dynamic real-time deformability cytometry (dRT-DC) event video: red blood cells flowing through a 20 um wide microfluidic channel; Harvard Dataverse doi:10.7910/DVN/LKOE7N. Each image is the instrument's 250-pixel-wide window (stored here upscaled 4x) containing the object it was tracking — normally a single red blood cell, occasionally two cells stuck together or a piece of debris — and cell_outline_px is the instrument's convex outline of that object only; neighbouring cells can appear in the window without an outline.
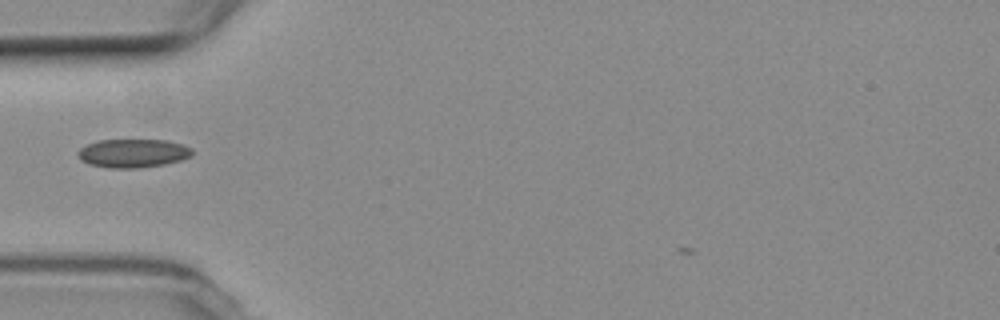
{"species": "common noctule bat (a hibernating species)", "species_latin": "Nyctalus noctula", "temperature_condition": "room temperature", "stored_images_in_passage": 1, "camera_frame_rate_fps": 3000, "um_per_image_px": 0.085, "animal": {"sex": "female", "body_mass_g": 19.3, "forearm_length_mm": 54.1}, "frame": {"image": 1, "passage_image": 1, "time_ms": 0.0, "image_size_px": [1000, 320], "cell_outline_px": [[192, 156], [180, 160], [164, 164], [140, 168], [108, 168], [88, 164], [80, 160], [76, 152], [84, 144], [96, 140], [168, 140], [192, 148]], "centroid_in_image_um": [11.24, 13.02], "position_along_channel_um": 73.8, "area_um2": 19.25}}